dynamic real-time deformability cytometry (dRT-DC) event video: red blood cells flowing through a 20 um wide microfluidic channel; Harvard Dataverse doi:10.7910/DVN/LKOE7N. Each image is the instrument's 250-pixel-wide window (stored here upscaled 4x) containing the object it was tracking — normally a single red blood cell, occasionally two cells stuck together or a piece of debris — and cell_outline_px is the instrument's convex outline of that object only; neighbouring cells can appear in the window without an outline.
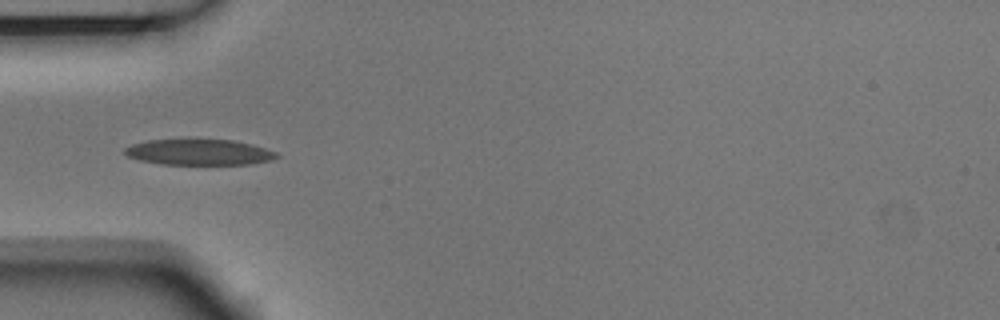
{"species": "Egyptian fruit bat (a non-hibernating species)", "species_latin": "Rousettus aegyptiacus", "temperature_condition": "room temperature", "stored_images_in_passage": 4, "camera_frame_rate_fps": 3000, "um_per_image_px": 0.085, "animal": {"sex": "male"}, "frame": {"image": 1, "passage_image": 1, "time_ms": 0.0, "image_size_px": [1000, 320], "cell_outline_px": [[280, 156], [272, 160], [252, 164], [160, 164], [140, 160], [128, 156], [124, 152], [124, 148], [132, 144], [148, 140], [232, 140], [252, 144], [276, 152]], "centroid_in_image_um": [16.94, 12.94], "position_along_channel_um": 68.1, "area_um2": 22.66}}
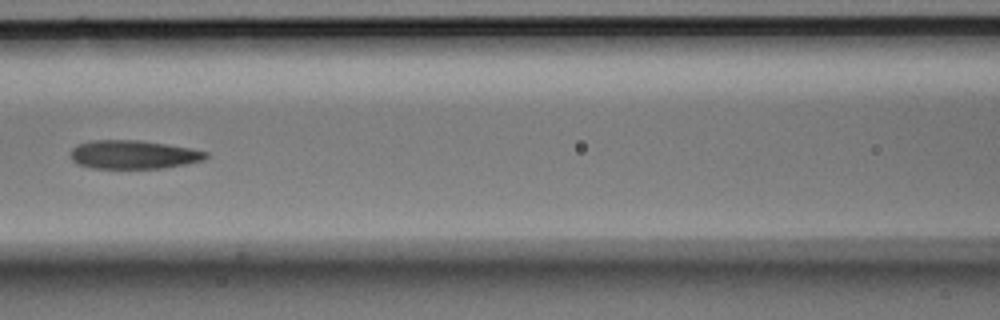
{"frame": {"image": 2, "passage_image": 3, "time_ms": 0.667, "image_size_px": [1000, 320], "cell_outline_px": [[208, 156], [204, 160], [164, 168], [92, 168], [76, 164], [72, 160], [72, 148], [76, 144], [92, 140], [140, 140], [188, 148], [208, 152]], "centroid_in_image_um": [11.31, 13.14], "position_along_channel_um": 155.3, "area_um2": 22.43}}
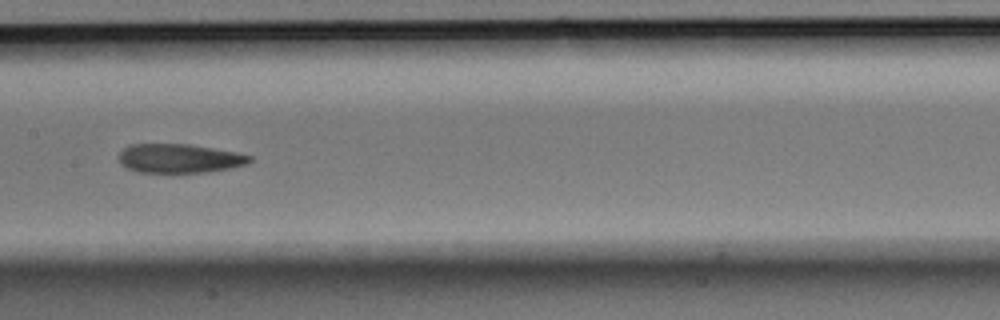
{"frame": {"image": 3, "passage_image": 4, "time_ms": 1.0, "image_size_px": [1000, 320], "cell_outline_px": [[252, 160], [248, 164], [232, 168], [204, 172], [136, 172], [128, 168], [120, 160], [120, 152], [124, 148], [132, 144], [188, 144], [236, 152], [252, 156]], "centroid_in_image_um": [15.29, 13.46], "position_along_channel_um": 192.1, "area_um2": 21.91}}